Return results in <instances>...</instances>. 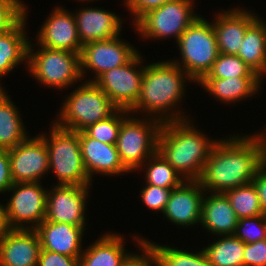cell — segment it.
Here are the masks:
<instances>
[{
  "label": "cell",
  "instance_id": "cell-1",
  "mask_svg": "<svg viewBox=\"0 0 266 266\" xmlns=\"http://www.w3.org/2000/svg\"><path fill=\"white\" fill-rule=\"evenodd\" d=\"M240 134L219 138L212 148L198 180L205 192L225 193L251 183L264 166L259 131Z\"/></svg>",
  "mask_w": 266,
  "mask_h": 266
},
{
  "label": "cell",
  "instance_id": "cell-2",
  "mask_svg": "<svg viewBox=\"0 0 266 266\" xmlns=\"http://www.w3.org/2000/svg\"><path fill=\"white\" fill-rule=\"evenodd\" d=\"M147 64L138 100L129 112L161 123L190 119L179 105L187 97V84L195 82L171 59Z\"/></svg>",
  "mask_w": 266,
  "mask_h": 266
},
{
  "label": "cell",
  "instance_id": "cell-3",
  "mask_svg": "<svg viewBox=\"0 0 266 266\" xmlns=\"http://www.w3.org/2000/svg\"><path fill=\"white\" fill-rule=\"evenodd\" d=\"M192 121L162 123L157 140V152L185 181L200 179L205 162L219 140L209 138Z\"/></svg>",
  "mask_w": 266,
  "mask_h": 266
},
{
  "label": "cell",
  "instance_id": "cell-4",
  "mask_svg": "<svg viewBox=\"0 0 266 266\" xmlns=\"http://www.w3.org/2000/svg\"><path fill=\"white\" fill-rule=\"evenodd\" d=\"M67 92L53 123L65 130L80 132L113 115L118 108L95 82L83 81Z\"/></svg>",
  "mask_w": 266,
  "mask_h": 266
},
{
  "label": "cell",
  "instance_id": "cell-5",
  "mask_svg": "<svg viewBox=\"0 0 266 266\" xmlns=\"http://www.w3.org/2000/svg\"><path fill=\"white\" fill-rule=\"evenodd\" d=\"M49 126L48 134H37L46 142L49 174L54 172L55 185H92L82 161L79 132L62 129L52 121Z\"/></svg>",
  "mask_w": 266,
  "mask_h": 266
},
{
  "label": "cell",
  "instance_id": "cell-6",
  "mask_svg": "<svg viewBox=\"0 0 266 266\" xmlns=\"http://www.w3.org/2000/svg\"><path fill=\"white\" fill-rule=\"evenodd\" d=\"M34 41L30 40L28 48L27 72L39 85L60 91L82 82L80 54L39 47Z\"/></svg>",
  "mask_w": 266,
  "mask_h": 266
},
{
  "label": "cell",
  "instance_id": "cell-7",
  "mask_svg": "<svg viewBox=\"0 0 266 266\" xmlns=\"http://www.w3.org/2000/svg\"><path fill=\"white\" fill-rule=\"evenodd\" d=\"M180 58H172L197 84L212 68L219 55L212 22L199 16L179 37L177 43Z\"/></svg>",
  "mask_w": 266,
  "mask_h": 266
},
{
  "label": "cell",
  "instance_id": "cell-8",
  "mask_svg": "<svg viewBox=\"0 0 266 266\" xmlns=\"http://www.w3.org/2000/svg\"><path fill=\"white\" fill-rule=\"evenodd\" d=\"M161 126L159 120L134 114L122 121L116 147L123 166L130 173H135L157 152Z\"/></svg>",
  "mask_w": 266,
  "mask_h": 266
},
{
  "label": "cell",
  "instance_id": "cell-9",
  "mask_svg": "<svg viewBox=\"0 0 266 266\" xmlns=\"http://www.w3.org/2000/svg\"><path fill=\"white\" fill-rule=\"evenodd\" d=\"M195 0H173L148 11L134 25L139 37L147 40H170L177 43L181 34L201 15L194 11ZM176 40V41H175Z\"/></svg>",
  "mask_w": 266,
  "mask_h": 266
},
{
  "label": "cell",
  "instance_id": "cell-10",
  "mask_svg": "<svg viewBox=\"0 0 266 266\" xmlns=\"http://www.w3.org/2000/svg\"><path fill=\"white\" fill-rule=\"evenodd\" d=\"M46 189L42 182L13 183L7 191L12 195L2 204L6 228L35 230L45 219Z\"/></svg>",
  "mask_w": 266,
  "mask_h": 266
},
{
  "label": "cell",
  "instance_id": "cell-11",
  "mask_svg": "<svg viewBox=\"0 0 266 266\" xmlns=\"http://www.w3.org/2000/svg\"><path fill=\"white\" fill-rule=\"evenodd\" d=\"M140 51L125 65L105 71L94 82L118 109L129 111L137 102L144 73Z\"/></svg>",
  "mask_w": 266,
  "mask_h": 266
},
{
  "label": "cell",
  "instance_id": "cell-12",
  "mask_svg": "<svg viewBox=\"0 0 266 266\" xmlns=\"http://www.w3.org/2000/svg\"><path fill=\"white\" fill-rule=\"evenodd\" d=\"M120 37L121 34L107 40L91 41L82 46L80 63L83 81L94 82L105 71L125 65L139 52L134 44ZM89 71L93 78L86 79V73Z\"/></svg>",
  "mask_w": 266,
  "mask_h": 266
},
{
  "label": "cell",
  "instance_id": "cell-13",
  "mask_svg": "<svg viewBox=\"0 0 266 266\" xmlns=\"http://www.w3.org/2000/svg\"><path fill=\"white\" fill-rule=\"evenodd\" d=\"M52 185L47 191L45 220L86 227V204L92 185Z\"/></svg>",
  "mask_w": 266,
  "mask_h": 266
},
{
  "label": "cell",
  "instance_id": "cell-14",
  "mask_svg": "<svg viewBox=\"0 0 266 266\" xmlns=\"http://www.w3.org/2000/svg\"><path fill=\"white\" fill-rule=\"evenodd\" d=\"M8 156L13 183L42 182L49 173L46 142L39 134L8 149Z\"/></svg>",
  "mask_w": 266,
  "mask_h": 266
},
{
  "label": "cell",
  "instance_id": "cell-15",
  "mask_svg": "<svg viewBox=\"0 0 266 266\" xmlns=\"http://www.w3.org/2000/svg\"><path fill=\"white\" fill-rule=\"evenodd\" d=\"M39 28L34 42L37 46L81 53L83 45L79 39L73 11L57 5Z\"/></svg>",
  "mask_w": 266,
  "mask_h": 266
},
{
  "label": "cell",
  "instance_id": "cell-16",
  "mask_svg": "<svg viewBox=\"0 0 266 266\" xmlns=\"http://www.w3.org/2000/svg\"><path fill=\"white\" fill-rule=\"evenodd\" d=\"M205 191L199 181H184L172 189L163 211L166 221L181 228H189L201 222L202 202Z\"/></svg>",
  "mask_w": 266,
  "mask_h": 266
},
{
  "label": "cell",
  "instance_id": "cell-17",
  "mask_svg": "<svg viewBox=\"0 0 266 266\" xmlns=\"http://www.w3.org/2000/svg\"><path fill=\"white\" fill-rule=\"evenodd\" d=\"M218 13V14H216ZM258 13L236 6L215 12L212 21L219 53L237 55L247 28L258 18Z\"/></svg>",
  "mask_w": 266,
  "mask_h": 266
},
{
  "label": "cell",
  "instance_id": "cell-18",
  "mask_svg": "<svg viewBox=\"0 0 266 266\" xmlns=\"http://www.w3.org/2000/svg\"><path fill=\"white\" fill-rule=\"evenodd\" d=\"M82 161L85 171L92 181L93 175L122 176L130 173L122 164L116 144H107L79 132Z\"/></svg>",
  "mask_w": 266,
  "mask_h": 266
},
{
  "label": "cell",
  "instance_id": "cell-19",
  "mask_svg": "<svg viewBox=\"0 0 266 266\" xmlns=\"http://www.w3.org/2000/svg\"><path fill=\"white\" fill-rule=\"evenodd\" d=\"M79 8L73 12L82 45L91 41L107 40L121 34L123 17L101 7Z\"/></svg>",
  "mask_w": 266,
  "mask_h": 266
},
{
  "label": "cell",
  "instance_id": "cell-20",
  "mask_svg": "<svg viewBox=\"0 0 266 266\" xmlns=\"http://www.w3.org/2000/svg\"><path fill=\"white\" fill-rule=\"evenodd\" d=\"M41 249L36 230L6 229L0 238V266H37Z\"/></svg>",
  "mask_w": 266,
  "mask_h": 266
},
{
  "label": "cell",
  "instance_id": "cell-21",
  "mask_svg": "<svg viewBox=\"0 0 266 266\" xmlns=\"http://www.w3.org/2000/svg\"><path fill=\"white\" fill-rule=\"evenodd\" d=\"M86 229V227L50 222L44 219L35 230L38 233L42 250L80 257L84 250L82 246Z\"/></svg>",
  "mask_w": 266,
  "mask_h": 266
},
{
  "label": "cell",
  "instance_id": "cell-22",
  "mask_svg": "<svg viewBox=\"0 0 266 266\" xmlns=\"http://www.w3.org/2000/svg\"><path fill=\"white\" fill-rule=\"evenodd\" d=\"M262 81L259 76H240L231 78H202L197 84L204 91L224 104H238L256 95L262 90Z\"/></svg>",
  "mask_w": 266,
  "mask_h": 266
},
{
  "label": "cell",
  "instance_id": "cell-23",
  "mask_svg": "<svg viewBox=\"0 0 266 266\" xmlns=\"http://www.w3.org/2000/svg\"><path fill=\"white\" fill-rule=\"evenodd\" d=\"M238 223L235 211L224 193L205 192L200 226L213 237L233 235ZM215 235V236H214Z\"/></svg>",
  "mask_w": 266,
  "mask_h": 266
},
{
  "label": "cell",
  "instance_id": "cell-24",
  "mask_svg": "<svg viewBox=\"0 0 266 266\" xmlns=\"http://www.w3.org/2000/svg\"><path fill=\"white\" fill-rule=\"evenodd\" d=\"M27 10L25 5V16L9 31L0 34V80L10 72H15L13 69L19 68L21 64L28 68L30 39L25 30L28 28Z\"/></svg>",
  "mask_w": 266,
  "mask_h": 266
},
{
  "label": "cell",
  "instance_id": "cell-25",
  "mask_svg": "<svg viewBox=\"0 0 266 266\" xmlns=\"http://www.w3.org/2000/svg\"><path fill=\"white\" fill-rule=\"evenodd\" d=\"M94 242L84 247L79 258V266H120L132 253L124 246L125 237L118 232L100 234Z\"/></svg>",
  "mask_w": 266,
  "mask_h": 266
},
{
  "label": "cell",
  "instance_id": "cell-26",
  "mask_svg": "<svg viewBox=\"0 0 266 266\" xmlns=\"http://www.w3.org/2000/svg\"><path fill=\"white\" fill-rule=\"evenodd\" d=\"M237 56L259 77L266 75V21L258 17L246 30Z\"/></svg>",
  "mask_w": 266,
  "mask_h": 266
},
{
  "label": "cell",
  "instance_id": "cell-27",
  "mask_svg": "<svg viewBox=\"0 0 266 266\" xmlns=\"http://www.w3.org/2000/svg\"><path fill=\"white\" fill-rule=\"evenodd\" d=\"M19 112L7 89L4 90L0 94V149L14 148L30 136Z\"/></svg>",
  "mask_w": 266,
  "mask_h": 266
},
{
  "label": "cell",
  "instance_id": "cell-28",
  "mask_svg": "<svg viewBox=\"0 0 266 266\" xmlns=\"http://www.w3.org/2000/svg\"><path fill=\"white\" fill-rule=\"evenodd\" d=\"M203 247L212 266H243L245 243L234 235L216 236ZM219 237V238H218Z\"/></svg>",
  "mask_w": 266,
  "mask_h": 266
},
{
  "label": "cell",
  "instance_id": "cell-29",
  "mask_svg": "<svg viewBox=\"0 0 266 266\" xmlns=\"http://www.w3.org/2000/svg\"><path fill=\"white\" fill-rule=\"evenodd\" d=\"M144 242H147L154 251L157 266H212L204 252V249L198 251L185 250L183 247L178 248L174 245H163L151 241L148 238ZM183 249V250H182Z\"/></svg>",
  "mask_w": 266,
  "mask_h": 266
},
{
  "label": "cell",
  "instance_id": "cell-30",
  "mask_svg": "<svg viewBox=\"0 0 266 266\" xmlns=\"http://www.w3.org/2000/svg\"><path fill=\"white\" fill-rule=\"evenodd\" d=\"M143 171L144 182L166 189H175L185 180L182 176L158 153L149 157L137 170Z\"/></svg>",
  "mask_w": 266,
  "mask_h": 266
},
{
  "label": "cell",
  "instance_id": "cell-31",
  "mask_svg": "<svg viewBox=\"0 0 266 266\" xmlns=\"http://www.w3.org/2000/svg\"><path fill=\"white\" fill-rule=\"evenodd\" d=\"M238 219L264 215L258 192L253 183L232 188L224 193Z\"/></svg>",
  "mask_w": 266,
  "mask_h": 266
},
{
  "label": "cell",
  "instance_id": "cell-32",
  "mask_svg": "<svg viewBox=\"0 0 266 266\" xmlns=\"http://www.w3.org/2000/svg\"><path fill=\"white\" fill-rule=\"evenodd\" d=\"M131 114L124 109H118L105 120L89 125L83 131L91 138L107 144H116L122 121Z\"/></svg>",
  "mask_w": 266,
  "mask_h": 266
},
{
  "label": "cell",
  "instance_id": "cell-33",
  "mask_svg": "<svg viewBox=\"0 0 266 266\" xmlns=\"http://www.w3.org/2000/svg\"><path fill=\"white\" fill-rule=\"evenodd\" d=\"M240 76H258L237 55L219 53L210 71L203 78H231Z\"/></svg>",
  "mask_w": 266,
  "mask_h": 266
},
{
  "label": "cell",
  "instance_id": "cell-34",
  "mask_svg": "<svg viewBox=\"0 0 266 266\" xmlns=\"http://www.w3.org/2000/svg\"><path fill=\"white\" fill-rule=\"evenodd\" d=\"M233 235L245 244L266 239V215L238 219Z\"/></svg>",
  "mask_w": 266,
  "mask_h": 266
},
{
  "label": "cell",
  "instance_id": "cell-35",
  "mask_svg": "<svg viewBox=\"0 0 266 266\" xmlns=\"http://www.w3.org/2000/svg\"><path fill=\"white\" fill-rule=\"evenodd\" d=\"M23 0H0V34L14 27L25 16Z\"/></svg>",
  "mask_w": 266,
  "mask_h": 266
},
{
  "label": "cell",
  "instance_id": "cell-36",
  "mask_svg": "<svg viewBox=\"0 0 266 266\" xmlns=\"http://www.w3.org/2000/svg\"><path fill=\"white\" fill-rule=\"evenodd\" d=\"M172 189L161 188L151 184H143L140 190L142 205L144 204L149 210L163 213Z\"/></svg>",
  "mask_w": 266,
  "mask_h": 266
},
{
  "label": "cell",
  "instance_id": "cell-37",
  "mask_svg": "<svg viewBox=\"0 0 266 266\" xmlns=\"http://www.w3.org/2000/svg\"><path fill=\"white\" fill-rule=\"evenodd\" d=\"M131 237L141 252H132L120 266H157L154 251L147 242H144L143 237L137 234Z\"/></svg>",
  "mask_w": 266,
  "mask_h": 266
},
{
  "label": "cell",
  "instance_id": "cell-38",
  "mask_svg": "<svg viewBox=\"0 0 266 266\" xmlns=\"http://www.w3.org/2000/svg\"><path fill=\"white\" fill-rule=\"evenodd\" d=\"M134 25L144 14L173 0H123Z\"/></svg>",
  "mask_w": 266,
  "mask_h": 266
},
{
  "label": "cell",
  "instance_id": "cell-39",
  "mask_svg": "<svg viewBox=\"0 0 266 266\" xmlns=\"http://www.w3.org/2000/svg\"><path fill=\"white\" fill-rule=\"evenodd\" d=\"M243 266H266V239L245 244Z\"/></svg>",
  "mask_w": 266,
  "mask_h": 266
},
{
  "label": "cell",
  "instance_id": "cell-40",
  "mask_svg": "<svg viewBox=\"0 0 266 266\" xmlns=\"http://www.w3.org/2000/svg\"><path fill=\"white\" fill-rule=\"evenodd\" d=\"M79 258L41 249L37 266H79Z\"/></svg>",
  "mask_w": 266,
  "mask_h": 266
},
{
  "label": "cell",
  "instance_id": "cell-41",
  "mask_svg": "<svg viewBox=\"0 0 266 266\" xmlns=\"http://www.w3.org/2000/svg\"><path fill=\"white\" fill-rule=\"evenodd\" d=\"M13 185L10 160L7 149H0V194H4Z\"/></svg>",
  "mask_w": 266,
  "mask_h": 266
},
{
  "label": "cell",
  "instance_id": "cell-42",
  "mask_svg": "<svg viewBox=\"0 0 266 266\" xmlns=\"http://www.w3.org/2000/svg\"><path fill=\"white\" fill-rule=\"evenodd\" d=\"M253 185L257 189L261 207L264 215H266V167L263 166L252 180Z\"/></svg>",
  "mask_w": 266,
  "mask_h": 266
},
{
  "label": "cell",
  "instance_id": "cell-43",
  "mask_svg": "<svg viewBox=\"0 0 266 266\" xmlns=\"http://www.w3.org/2000/svg\"><path fill=\"white\" fill-rule=\"evenodd\" d=\"M6 225L4 222V212H3V206L2 202L0 203V238L4 235V232L6 230Z\"/></svg>",
  "mask_w": 266,
  "mask_h": 266
},
{
  "label": "cell",
  "instance_id": "cell-44",
  "mask_svg": "<svg viewBox=\"0 0 266 266\" xmlns=\"http://www.w3.org/2000/svg\"><path fill=\"white\" fill-rule=\"evenodd\" d=\"M263 144V164L266 167V132H259Z\"/></svg>",
  "mask_w": 266,
  "mask_h": 266
},
{
  "label": "cell",
  "instance_id": "cell-45",
  "mask_svg": "<svg viewBox=\"0 0 266 266\" xmlns=\"http://www.w3.org/2000/svg\"><path fill=\"white\" fill-rule=\"evenodd\" d=\"M79 2L81 1L82 3H87V2H94L95 0H78ZM96 1H98V0H96Z\"/></svg>",
  "mask_w": 266,
  "mask_h": 266
},
{
  "label": "cell",
  "instance_id": "cell-46",
  "mask_svg": "<svg viewBox=\"0 0 266 266\" xmlns=\"http://www.w3.org/2000/svg\"><path fill=\"white\" fill-rule=\"evenodd\" d=\"M5 86L2 85V83H0V94L5 90Z\"/></svg>",
  "mask_w": 266,
  "mask_h": 266
},
{
  "label": "cell",
  "instance_id": "cell-47",
  "mask_svg": "<svg viewBox=\"0 0 266 266\" xmlns=\"http://www.w3.org/2000/svg\"><path fill=\"white\" fill-rule=\"evenodd\" d=\"M259 132H266V126L262 130H259Z\"/></svg>",
  "mask_w": 266,
  "mask_h": 266
}]
</instances>
